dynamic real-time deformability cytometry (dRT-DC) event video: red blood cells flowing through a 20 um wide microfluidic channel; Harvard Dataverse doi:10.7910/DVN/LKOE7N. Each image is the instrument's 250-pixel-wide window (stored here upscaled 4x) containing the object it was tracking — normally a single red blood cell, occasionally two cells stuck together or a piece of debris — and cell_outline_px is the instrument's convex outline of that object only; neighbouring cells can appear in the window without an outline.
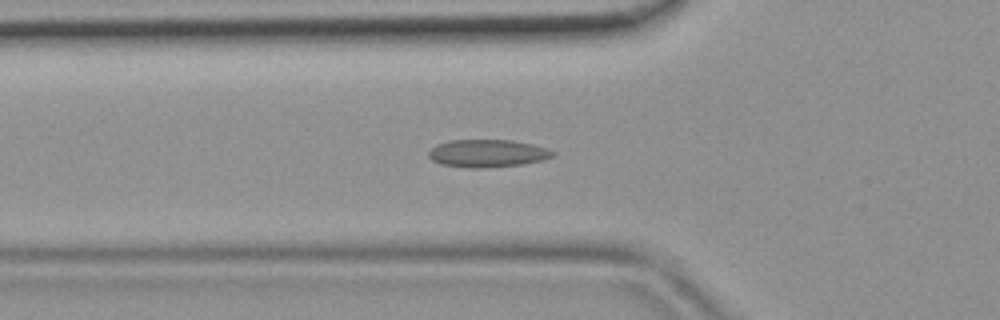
{"species": "common noctule bat (a hibernating species)", "species_latin": "Nyctalus noctula", "temperature_condition": "room temperature", "stored_images_in_passage": 44, "camera_frame_rate_fps": 3000, "um_per_image_px": 0.085, "animal": {"sex": "female", "body_mass_g": 19.9}, "frame": {"image": 1, "passage_image": 15, "time_ms": 4.667, "image_size_px": [1000, 320], "cell_outline_px": [[556, 152], [552, 156], [544, 160], [524, 164], [480, 168], [468, 168], [440, 164], [432, 160], [428, 156], [428, 152], [436, 144], [448, 140], [512, 140], [532, 144], [548, 148]], "centroid_in_image_um": [41.43, 13.03], "position_along_channel_um": 84.4, "area_um2": 20.17}}
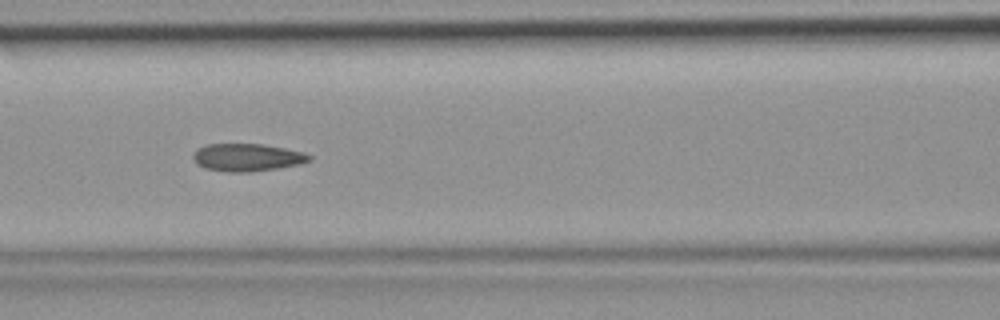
{"frame": {"image": 2, "passage_image": 19, "time_ms": 6.0, "image_size_px": [1000, 320], "cell_outline_px": [[312, 160], [300, 164], [276, 168], [248, 172], [228, 172], [204, 168], [196, 164], [192, 160], [192, 156], [200, 148], [208, 144], [260, 144], [284, 148], [304, 152], [312, 156]], "centroid_in_image_um": [21.01, 13.38], "position_along_channel_um": 145.6, "area_um2": 18.61}}
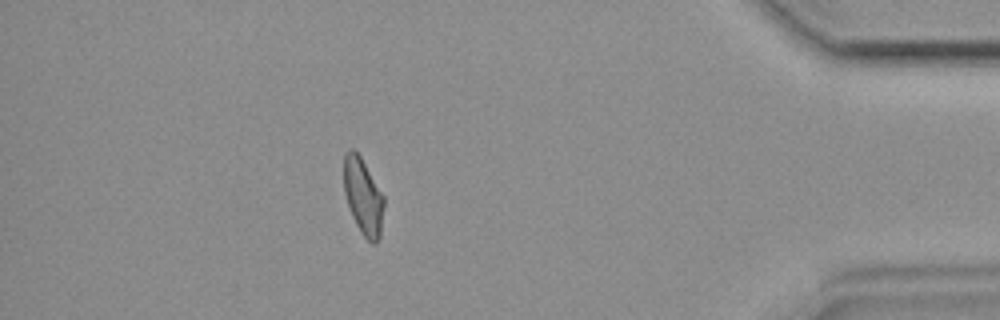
{"frame": {"image": 3, "passage_image": 39, "time_ms": 12.667, "image_size_px": [1000, 320], "cell_outline_px": [[384, 204], [380, 236], [376, 244], [372, 244], [360, 232], [352, 216], [344, 192], [344, 152], [348, 148], [352, 148], [360, 156], [384, 196]], "centroid_in_image_um": [30.86, 16.7], "position_along_channel_um": 404.3, "area_um2": 17.8}}